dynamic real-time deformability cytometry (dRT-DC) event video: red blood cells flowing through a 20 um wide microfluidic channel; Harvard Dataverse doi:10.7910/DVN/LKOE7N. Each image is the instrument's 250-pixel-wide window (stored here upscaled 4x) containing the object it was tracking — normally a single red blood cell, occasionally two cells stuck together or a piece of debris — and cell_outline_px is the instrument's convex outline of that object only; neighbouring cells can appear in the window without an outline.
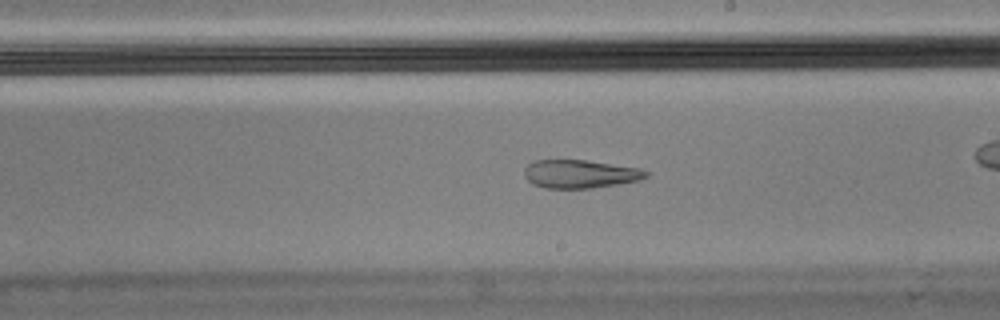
{"species": "Egyptian fruit bat (a non-hibernating species)", "species_latin": "Rousettus aegyptiacus", "temperature_condition": "cold", "stored_images_in_passage": 46, "camera_frame_rate_fps": 3000, "um_per_image_px": 0.085, "animal": {"sex": "male"}, "frame": {"image": 1, "passage_image": 20, "time_ms": 6.333, "image_size_px": [1000, 320], "cell_outline_px": [[648, 176], [640, 180], [592, 188], [544, 188], [532, 184], [524, 176], [524, 168], [532, 160], [584, 160], [640, 168], [648, 172]], "centroid_in_image_um": [49.27, 14.78], "position_along_channel_um": 239.7, "area_um2": 20.06}, "authors_computed_cell_mechanics": {"area_um2": 24.6517, "velocity_mm_per_s": 3.454, "shape_relaxation_time_tau1_ms": null, "shape_relaxation_time_tau2_ms": 1.1641, "deformation_change_tau1": null, "deformation_change_tau2": 0.0798}}